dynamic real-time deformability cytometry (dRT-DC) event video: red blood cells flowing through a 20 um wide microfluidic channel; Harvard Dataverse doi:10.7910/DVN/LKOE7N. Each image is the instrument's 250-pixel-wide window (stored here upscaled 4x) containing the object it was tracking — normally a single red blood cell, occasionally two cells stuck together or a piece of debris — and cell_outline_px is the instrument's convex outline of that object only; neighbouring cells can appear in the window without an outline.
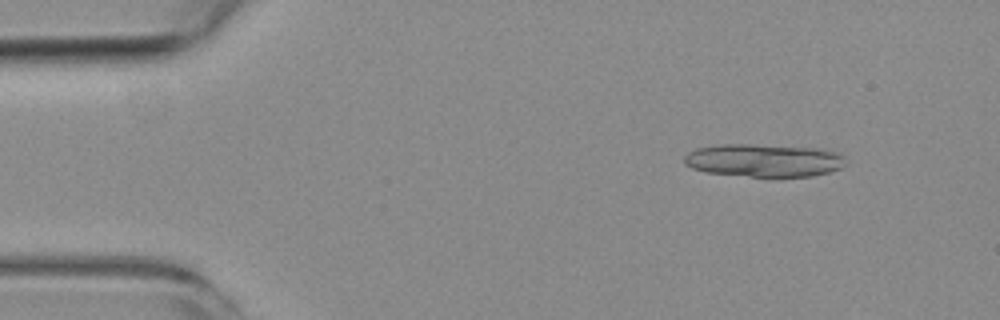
{"species": "common noctule bat (a hibernating species)", "species_latin": "Nyctalus noctula", "temperature_condition": "room temperature", "stored_images_in_passage": 3, "camera_frame_rate_fps": 3000, "um_per_image_px": 0.085, "animal": {"sex": "female", "body_mass_g": 19.3, "forearm_length_mm": 54.1}, "frame": {"image": 1, "passage_image": 1, "time_ms": 0.0, "image_size_px": [1000, 320], "cell_outline_px": [[844, 164], [840, 168], [828, 172], [812, 176], [748, 176], [704, 172], [692, 168], [684, 164], [684, 156], [688, 152], [696, 148], [720, 144], [748, 144], [820, 148], [840, 152], [844, 156]], "centroid_in_image_um": [64.91, 13.62], "position_along_channel_um": 20.1, "area_um2": 31.04}}